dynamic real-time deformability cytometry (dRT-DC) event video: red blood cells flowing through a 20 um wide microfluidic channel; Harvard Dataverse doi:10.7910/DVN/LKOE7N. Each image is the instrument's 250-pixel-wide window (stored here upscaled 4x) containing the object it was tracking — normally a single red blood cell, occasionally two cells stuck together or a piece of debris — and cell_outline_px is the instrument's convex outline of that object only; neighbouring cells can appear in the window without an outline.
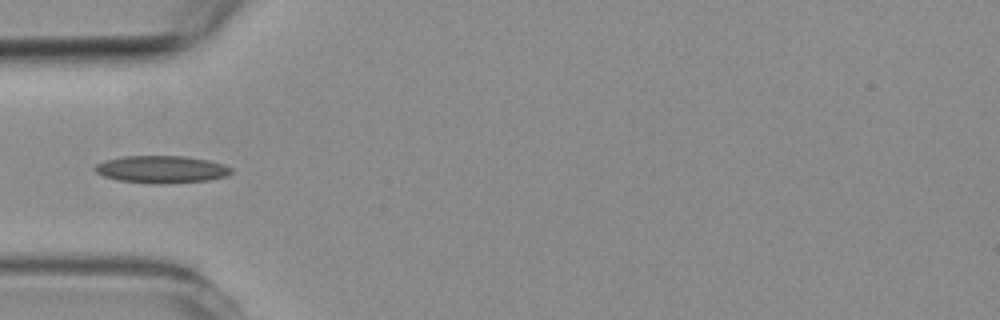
{"species": "common noctule bat (a hibernating species)", "species_latin": "Nyctalus noctula", "temperature_condition": "room temperature", "stored_images_in_passage": 2, "camera_frame_rate_fps": 3000, "um_per_image_px": 0.085, "animal": {"sex": "female", "body_mass_g": 19.3, "forearm_length_mm": 54.1}, "frame": {"image": 1, "passage_image": 1, "time_ms": 0.0, "image_size_px": [1000, 320], "cell_outline_px": [[232, 172], [224, 176], [208, 180], [116, 180], [104, 176], [96, 172], [92, 168], [96, 164], [104, 160], [124, 156], [184, 156], [208, 160], [224, 164], [232, 168]], "centroid_in_image_um": [13.69, 14.32], "position_along_channel_um": 71.3, "area_um2": 20.35}}
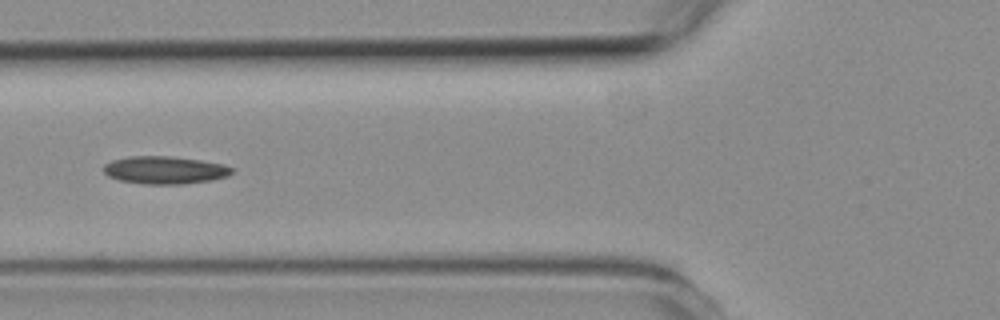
{"frame": {"image": 2, "passage_image": 2, "time_ms": 1.0, "image_size_px": [1000, 320], "cell_outline_px": [[236, 168], [228, 176], [212, 180], [184, 184], [144, 184], [120, 180], [108, 176], [104, 172], [104, 164], [112, 160], [128, 156], [168, 156], [200, 160], [224, 164]], "centroid_in_image_um": [14.03, 14.45], "position_along_channel_um": 111.8, "area_um2": 20.81}}